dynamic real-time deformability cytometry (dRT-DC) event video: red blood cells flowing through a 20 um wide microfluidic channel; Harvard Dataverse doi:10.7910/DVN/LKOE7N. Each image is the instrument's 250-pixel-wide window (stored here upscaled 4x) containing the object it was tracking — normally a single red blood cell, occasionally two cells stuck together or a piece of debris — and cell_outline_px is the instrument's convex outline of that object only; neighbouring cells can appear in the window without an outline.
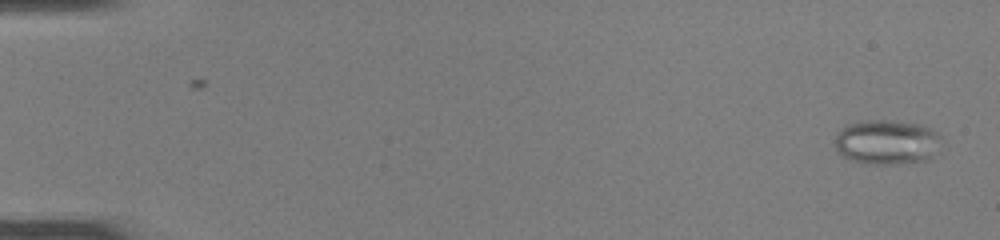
{"species": "common noctule bat (a hibernating species)", "species_latin": "Nyctalus noctula", "temperature_condition": "room temperature", "stored_images_in_passage": 50, "camera_frame_rate_fps": 3000, "um_per_image_px": 0.085, "animal": {"sex": "female", "body_mass_g": 22.0, "forearm_length_mm": 56.7}, "frame": {"image": 1, "passage_image": 2, "time_ms": 0.333, "image_size_px": [1000, 240], "cell_outline_px": [[944, 140], [932, 156], [924, 160], [896, 164], [868, 164], [852, 160], [836, 152], [836, 132], [848, 124], [864, 120], [892, 120], [920, 124], [932, 128]], "centroid_in_image_um": [75.39, 12.07], "position_along_channel_um": 9.6, "area_um2": 27.98}}
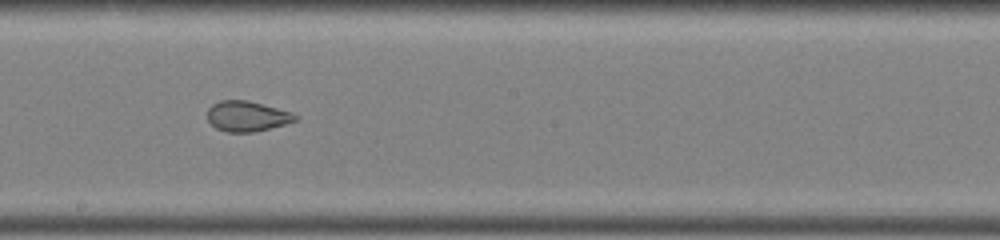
{"frame": {"image": 2, "passage_image": 29, "time_ms": 9.333, "image_size_px": [1000, 240], "cell_outline_px": [[300, 116], [296, 120], [284, 124], [252, 132], [228, 132], [216, 128], [208, 120], [208, 108], [212, 104], [220, 100], [248, 100], [292, 112]], "centroid_in_image_um": [20.99, 9.86], "position_along_channel_um": 227.2, "area_um2": 15.43}}
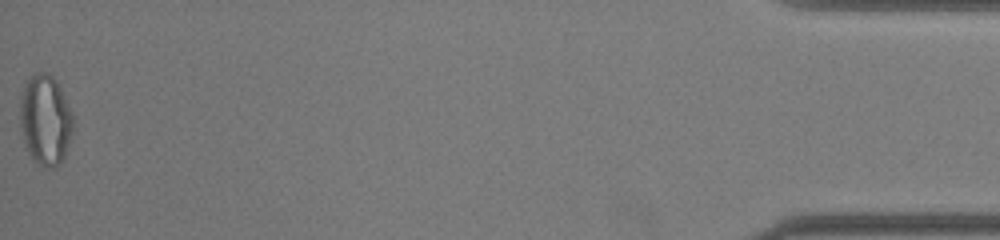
{"frame": {"image": 3, "passage_image": 50, "time_ms": 16.333, "image_size_px": [1000, 240], "cell_outline_px": [[72, 132], [64, 156], [60, 164], [56, 168], [48, 168], [32, 160], [24, 144], [20, 128], [20, 92], [24, 84], [32, 72], [48, 72], [56, 80], [72, 112]], "centroid_in_image_um": [3.82, 10.17], "position_along_channel_um": 431.4, "area_um2": 28.26}, "authors_computed_cell_mechanics": {"area_um2": 21.8773, "velocity_mm_per_s": 4.1398, "shape_relaxation_time_tau1_ms": null, "shape_relaxation_time_tau2_ms": 0.8837, "deformation_change_tau1": null, "deformation_change_tau2": 0.0637}}